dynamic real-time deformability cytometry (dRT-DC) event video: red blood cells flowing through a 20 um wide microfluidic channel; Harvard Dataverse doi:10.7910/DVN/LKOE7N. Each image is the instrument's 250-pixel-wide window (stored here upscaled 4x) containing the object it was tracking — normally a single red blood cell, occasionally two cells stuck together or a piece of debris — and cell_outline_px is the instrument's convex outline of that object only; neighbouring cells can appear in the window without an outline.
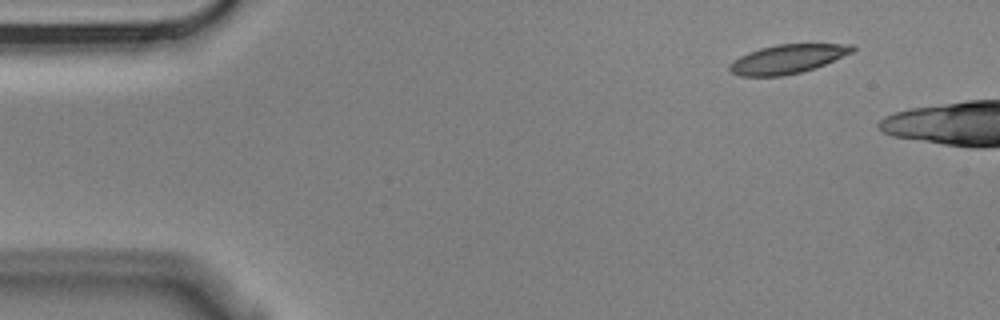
{"species": "Egyptian fruit bat (a non-hibernating species)", "species_latin": "Rousettus aegyptiacus", "temperature_condition": "cold", "stored_images_in_passage": 3, "camera_frame_rate_fps": 3000, "um_per_image_px": 0.085, "animal": {"sex": "male"}, "frame": {"image": 1, "passage_image": 1, "time_ms": 0.0, "image_size_px": [1000, 320], "cell_outline_px": [[856, 48], [852, 52], [816, 68], [784, 76], [740, 76], [732, 72], [728, 68], [728, 64], [740, 56], [748, 52], [760, 48], [776, 44], [852, 44]], "centroid_in_image_um": [66.92, 5.01], "position_along_channel_um": 18.1, "area_um2": 20.69}}